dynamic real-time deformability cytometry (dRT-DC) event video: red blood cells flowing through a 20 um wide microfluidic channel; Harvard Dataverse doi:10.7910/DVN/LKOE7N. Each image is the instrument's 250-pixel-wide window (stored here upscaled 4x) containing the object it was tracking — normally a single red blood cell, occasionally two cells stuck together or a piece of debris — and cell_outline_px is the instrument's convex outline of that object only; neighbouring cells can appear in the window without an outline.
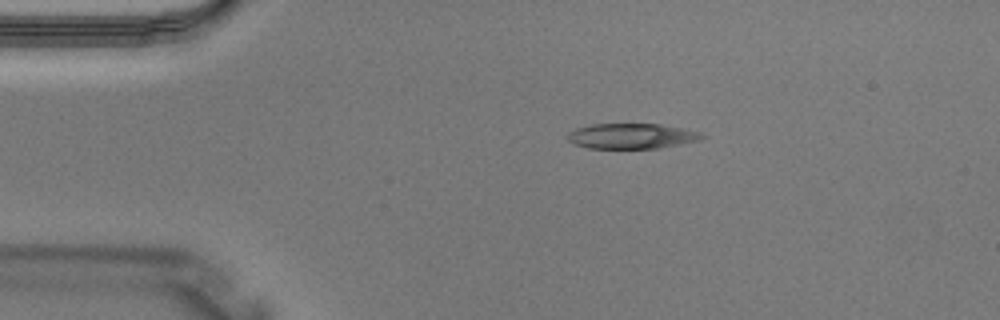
{"species": "Egyptian fruit bat (a non-hibernating species)", "species_latin": "Rousettus aegyptiacus", "temperature_condition": "warm", "stored_images_in_passage": 2, "camera_frame_rate_fps": 3000, "um_per_image_px": 0.085, "animal": {"sex": "male"}, "frame": {"image": 1, "passage_image": 2, "time_ms": 0.333, "image_size_px": [1000, 320], "cell_outline_px": [[708, 136], [700, 140], [660, 148], [588, 148], [576, 144], [568, 140], [568, 132], [576, 128], [588, 124], [660, 124], [700, 132]], "centroid_in_image_um": [53.7, 11.56], "position_along_channel_um": 31.3, "area_um2": 19.77}}